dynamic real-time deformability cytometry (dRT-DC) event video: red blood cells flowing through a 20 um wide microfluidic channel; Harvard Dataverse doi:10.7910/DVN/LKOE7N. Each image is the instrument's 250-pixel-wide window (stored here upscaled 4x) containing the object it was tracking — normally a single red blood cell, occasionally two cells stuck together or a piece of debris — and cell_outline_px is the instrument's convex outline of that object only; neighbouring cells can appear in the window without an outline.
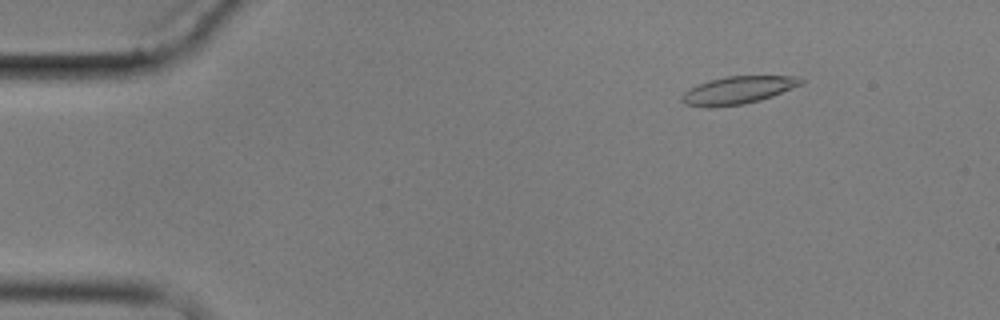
{"species": "common noctule bat (a hibernating species)", "species_latin": "Nyctalus noctula", "temperature_condition": "cold", "stored_images_in_passage": 10, "camera_frame_rate_fps": 3000, "um_per_image_px": 0.085, "animal": {"sex": "male", "body_mass_g": 17.9}, "frame": {"image": 1, "passage_image": 2, "time_ms": 1.333, "image_size_px": [1000, 320], "cell_outline_px": [[804, 84], [772, 96], [760, 100], [744, 104], [712, 108], [708, 108], [684, 104], [680, 100], [680, 96], [684, 92], [700, 84], [712, 80], [728, 76], [800, 76], [804, 80]], "centroid_in_image_um": [62.75, 7.68], "position_along_channel_um": 22.3, "area_um2": 19.25}}
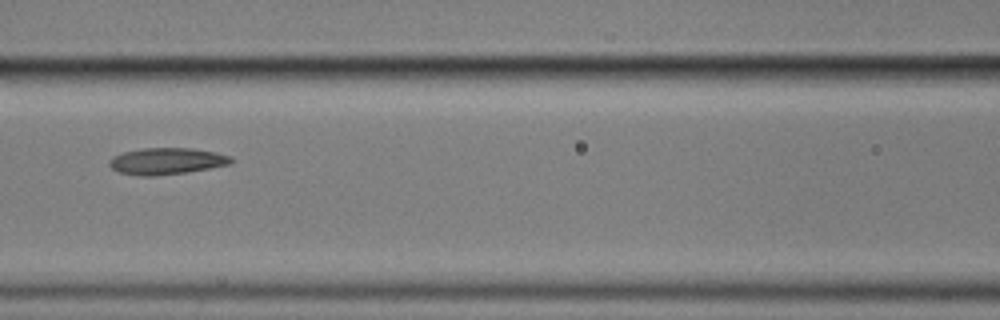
{"frame": {"image": 2, "passage_image": 7, "time_ms": 7.333, "image_size_px": [1000, 320], "cell_outline_px": [[232, 164], [188, 172], [156, 176], [140, 176], [120, 172], [112, 168], [108, 164], [108, 160], [112, 156], [124, 152], [144, 148], [192, 148], [216, 152], [232, 156]], "centroid_in_image_um": [14.18, 13.7], "position_along_channel_um": 152.4, "area_um2": 19.02}}
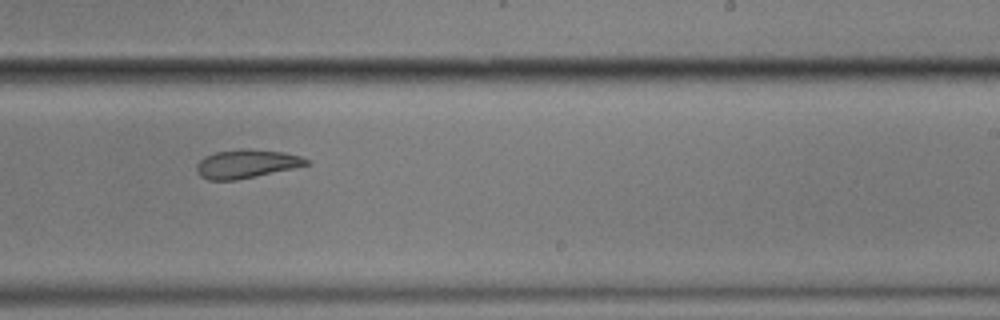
{"frame": {"image": 3, "passage_image": 10, "time_ms": 10.667, "image_size_px": [1000, 320], "cell_outline_px": [[312, 164], [236, 180], [208, 180], [200, 176], [196, 172], [196, 164], [204, 156], [216, 152], [240, 148], [248, 148], [284, 152], [300, 156], [308, 160]], "centroid_in_image_um": [20.92, 13.91], "position_along_channel_um": 268.1, "area_um2": 18.38}}